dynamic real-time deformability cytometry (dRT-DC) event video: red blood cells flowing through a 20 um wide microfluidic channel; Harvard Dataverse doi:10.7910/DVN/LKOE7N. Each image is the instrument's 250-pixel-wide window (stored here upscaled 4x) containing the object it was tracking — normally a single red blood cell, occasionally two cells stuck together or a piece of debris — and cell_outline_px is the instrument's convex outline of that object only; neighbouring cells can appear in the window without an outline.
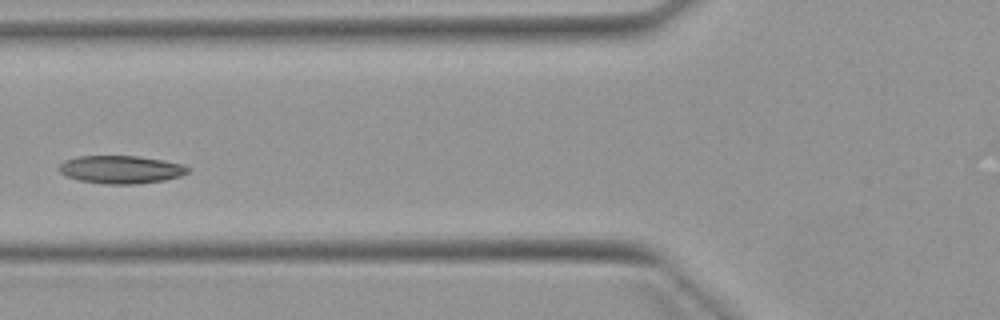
{"species": "Egyptian fruit bat (a non-hibernating species)", "species_latin": "Rousettus aegyptiacus", "temperature_condition": "warm", "stored_images_in_passage": 3, "camera_frame_rate_fps": 3000, "um_per_image_px": 0.085, "animal": {"sex": "female"}, "frame": {"image": 1, "passage_image": 3, "time_ms": 2.667, "image_size_px": [1000, 320], "cell_outline_px": [[192, 168], [188, 172], [180, 176], [164, 180], [136, 184], [108, 184], [80, 180], [64, 176], [56, 168], [64, 160], [80, 156], [136, 156], [164, 160], [184, 164]], "centroid_in_image_um": [10.28, 14.4], "position_along_channel_um": 115.5, "area_um2": 21.1}}